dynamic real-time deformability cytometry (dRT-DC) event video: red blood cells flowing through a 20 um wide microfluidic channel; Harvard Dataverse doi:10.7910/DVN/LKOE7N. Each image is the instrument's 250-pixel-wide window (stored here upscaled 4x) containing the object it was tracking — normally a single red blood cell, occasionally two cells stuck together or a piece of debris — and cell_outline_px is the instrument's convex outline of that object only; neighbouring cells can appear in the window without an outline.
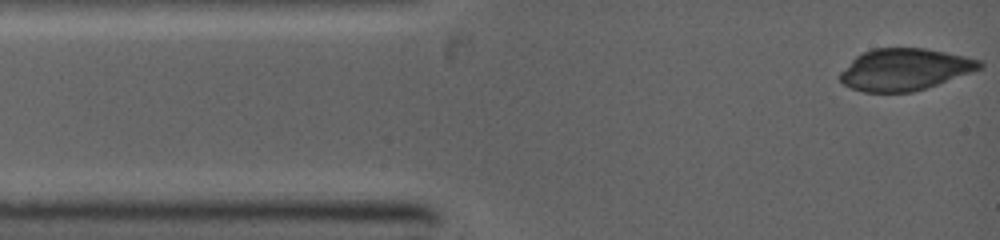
{"species": "common noctule bat (a hibernating species)", "species_latin": "Nyctalus noctula", "temperature_condition": "warm", "stored_images_in_passage": 8, "camera_frame_rate_fps": 5000, "um_per_image_px": 0.085, "animal": {"sex": "female", "body_mass_g": 19.0, "forearm_length_mm": 53.3}, "frame": {"image": 1, "passage_image": 1, "time_ms": 0.0, "image_size_px": [1000, 240], "cell_outline_px": [[984, 68], [912, 92], [864, 92], [852, 88], [844, 84], [840, 80], [840, 72], [856, 56], [872, 48], [924, 48], [984, 60]], "centroid_in_image_um": [76.92, 5.89], "position_along_channel_um": 8.1, "area_um2": 33.81}}